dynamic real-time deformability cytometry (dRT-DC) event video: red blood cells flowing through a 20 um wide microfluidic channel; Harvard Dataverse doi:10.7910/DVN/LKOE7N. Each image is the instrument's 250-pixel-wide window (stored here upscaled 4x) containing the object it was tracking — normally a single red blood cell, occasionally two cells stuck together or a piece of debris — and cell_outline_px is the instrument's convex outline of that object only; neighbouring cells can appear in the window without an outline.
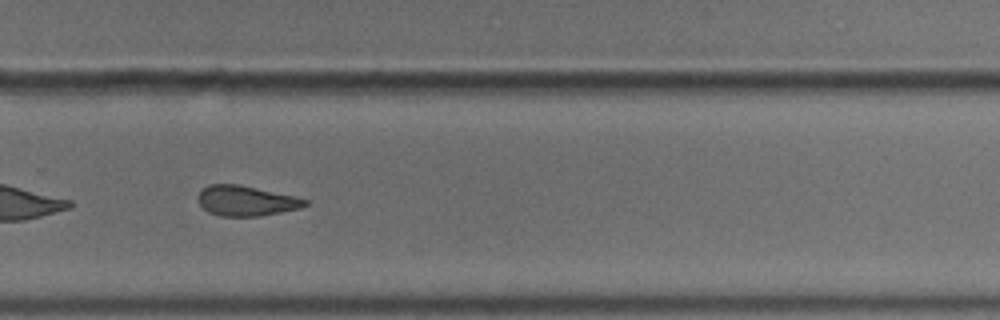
{"species": "common noctule bat (a hibernating species)", "species_latin": "Nyctalus noctula", "temperature_condition": "cold", "stored_images_in_passage": 42, "camera_frame_rate_fps": 3000, "um_per_image_px": 0.085, "animal": {"sex": "male", "body_mass_g": 18.8}, "frame": {"image": 1, "passage_image": 24, "time_ms": 7.667, "image_size_px": [1000, 320], "cell_outline_px": [[308, 204], [300, 208], [260, 216], [220, 216], [208, 212], [200, 204], [200, 192], [208, 184], [240, 184], [292, 196], [308, 200]], "centroid_in_image_um": [20.92, 17.07], "position_along_channel_um": 308.9, "area_um2": 18.5}}
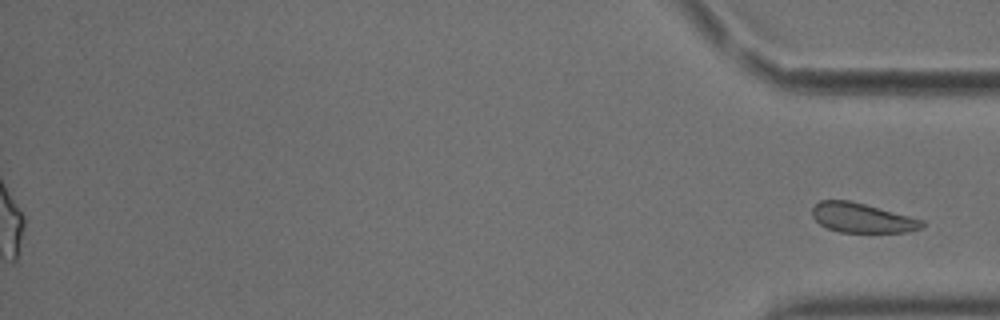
{"frame": {"image": 2, "passage_image": 42, "time_ms": 13.667, "image_size_px": [1000, 320], "cell_outline_px": [[924, 228], [908, 232], [840, 232], [828, 228], [820, 224], [812, 216], [812, 208], [820, 200], [848, 200], [864, 204], [924, 220]], "centroid_in_image_um": [73.29, 18.53], "position_along_channel_um": 361.9, "area_um2": 18.79}}